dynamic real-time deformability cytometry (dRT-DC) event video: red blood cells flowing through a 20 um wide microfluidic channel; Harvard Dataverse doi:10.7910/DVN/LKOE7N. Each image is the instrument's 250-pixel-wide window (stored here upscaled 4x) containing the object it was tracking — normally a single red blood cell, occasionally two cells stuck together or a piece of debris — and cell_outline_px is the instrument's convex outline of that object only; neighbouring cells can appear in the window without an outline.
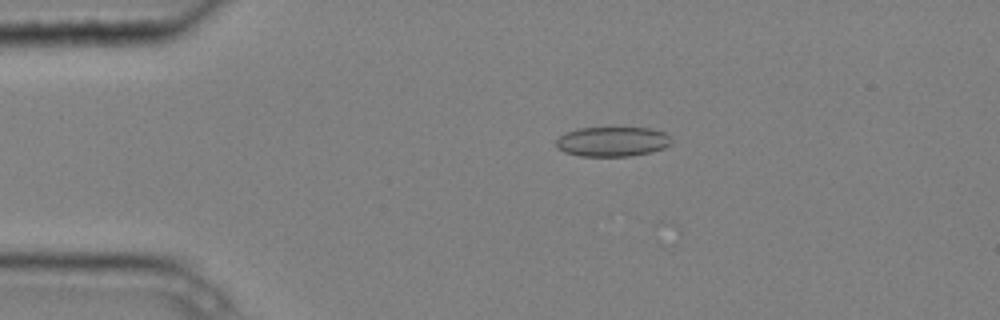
{"species": "common noctule bat (a hibernating species)", "species_latin": "Nyctalus noctula", "temperature_condition": "cold", "stored_images_in_passage": 6, "camera_frame_rate_fps": 3000, "um_per_image_px": 0.085, "animal": {"sex": "male", "body_mass_g": 20.4}, "frame": {"image": 1, "passage_image": 3, "time_ms": 0.667, "image_size_px": [1000, 320], "cell_outline_px": [[672, 140], [664, 148], [652, 152], [628, 156], [580, 156], [564, 152], [556, 148], [556, 140], [564, 132], [580, 128], [648, 128], [664, 132]], "centroid_in_image_um": [52.01, 12.04], "position_along_channel_um": 33.0, "area_um2": 19.94}}
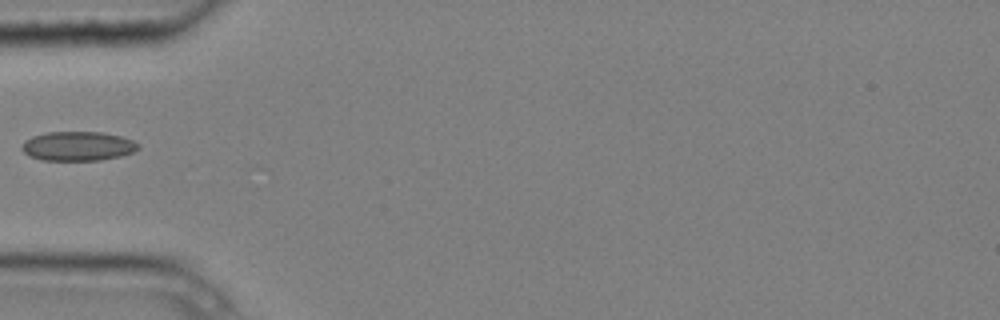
{"frame": {"image": 2, "passage_image": 5, "time_ms": 1.333, "image_size_px": [1000, 320], "cell_outline_px": [[140, 148], [132, 152], [120, 156], [100, 160], [40, 160], [28, 156], [20, 148], [24, 140], [32, 136], [44, 132], [104, 132], [120, 136], [132, 140], [140, 144]], "centroid_in_image_um": [6.59, 12.42], "position_along_channel_um": 78.4, "area_um2": 20.06}}
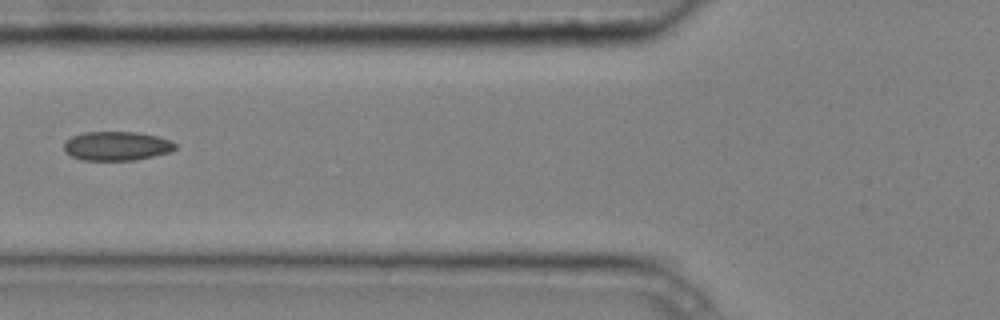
{"frame": {"image": 3, "passage_image": 6, "time_ms": 1.667, "image_size_px": [1000, 320], "cell_outline_px": [[176, 148], [168, 152], [136, 160], [80, 160], [64, 152], [64, 140], [72, 136], [84, 132], [136, 132], [156, 136], [172, 140], [176, 144]], "centroid_in_image_um": [9.88, 12.4], "position_along_channel_um": 115.9, "area_um2": 18.9}}